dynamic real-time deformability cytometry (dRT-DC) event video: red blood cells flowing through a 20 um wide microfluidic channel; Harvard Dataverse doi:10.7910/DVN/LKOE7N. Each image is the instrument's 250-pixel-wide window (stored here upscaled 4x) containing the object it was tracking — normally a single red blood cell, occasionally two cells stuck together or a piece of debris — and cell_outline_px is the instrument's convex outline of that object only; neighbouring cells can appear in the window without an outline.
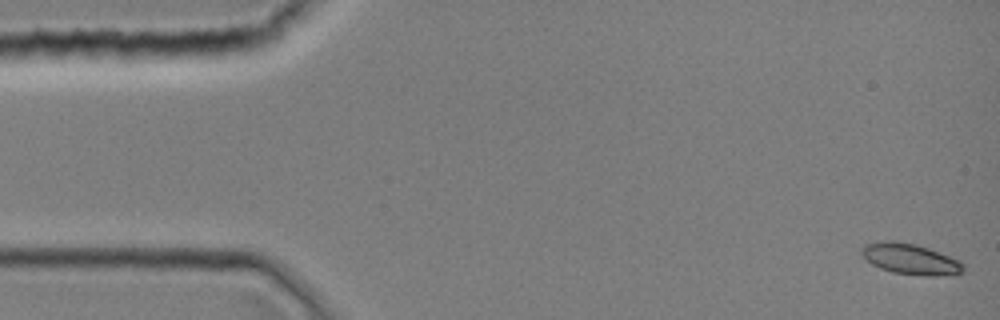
{"species": "common noctule bat (a hibernating species)", "species_latin": "Nyctalus noctula", "temperature_condition": "room temperature", "stored_images_in_passage": 10, "camera_frame_rate_fps": 3000, "um_per_image_px": 0.085, "animal": {"sex": "female", "body_mass_g": 19.0, "forearm_length_mm": 51.5}, "frame": {"image": 1, "passage_image": 1, "time_ms": 0.0, "image_size_px": [1000, 320], "cell_outline_px": [[964, 272], [936, 276], [920, 276], [892, 272], [880, 268], [872, 264], [860, 252], [860, 248], [864, 244], [884, 240], [896, 240], [916, 244], [928, 248], [960, 260], [964, 264]], "centroid_in_image_um": [77.37, 22.01], "position_along_channel_um": 7.6, "area_um2": 18.44}}
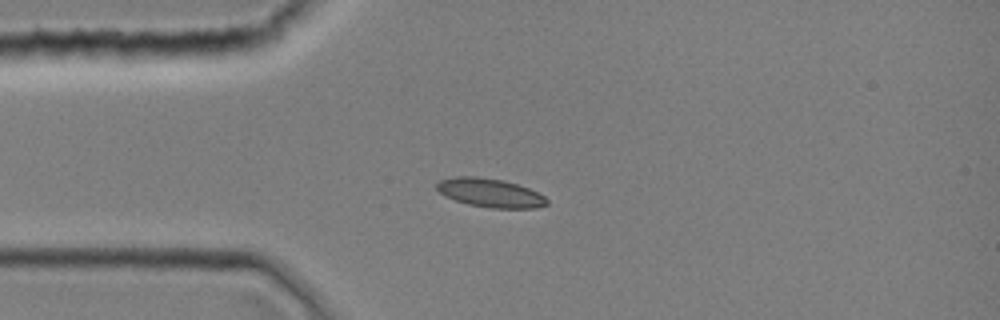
{"frame": {"image": 2, "passage_image": 10, "time_ms": 3.0, "image_size_px": [1000, 320], "cell_outline_px": [[548, 204], [536, 208], [492, 208], [468, 204], [444, 196], [436, 188], [436, 184], [440, 180], [456, 176], [476, 176], [504, 180], [528, 188], [544, 196], [548, 200]], "centroid_in_image_um": [41.65, 16.39], "position_along_channel_um": 43.3, "area_um2": 18.38}}